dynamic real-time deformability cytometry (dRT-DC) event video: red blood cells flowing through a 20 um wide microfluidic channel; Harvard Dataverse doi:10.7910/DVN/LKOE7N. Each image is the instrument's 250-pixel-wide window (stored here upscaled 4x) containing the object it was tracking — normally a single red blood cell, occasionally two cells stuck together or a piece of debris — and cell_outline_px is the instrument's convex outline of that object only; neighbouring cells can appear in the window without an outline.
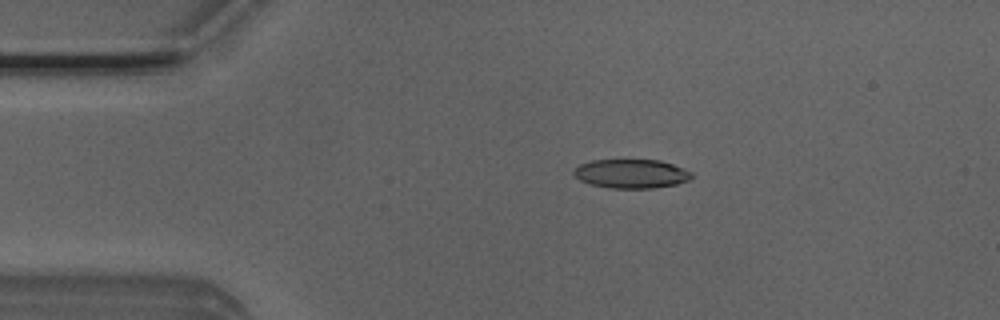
{"species": "Egyptian fruit bat (a non-hibernating species)", "species_latin": "Rousettus aegyptiacus", "temperature_condition": "room temperature", "stored_images_in_passage": 17, "camera_frame_rate_fps": 3000, "um_per_image_px": 0.085, "animal": {"sex": "male"}, "frame": {"image": 1, "passage_image": 10, "time_ms": 3.0, "image_size_px": [1000, 320], "cell_outline_px": [[692, 176], [688, 180], [676, 184], [652, 188], [608, 188], [588, 184], [580, 180], [572, 172], [580, 164], [592, 160], [660, 160], [672, 164], [692, 172]], "centroid_in_image_um": [53.63, 14.77], "position_along_channel_um": 31.4, "area_um2": 19.83}}